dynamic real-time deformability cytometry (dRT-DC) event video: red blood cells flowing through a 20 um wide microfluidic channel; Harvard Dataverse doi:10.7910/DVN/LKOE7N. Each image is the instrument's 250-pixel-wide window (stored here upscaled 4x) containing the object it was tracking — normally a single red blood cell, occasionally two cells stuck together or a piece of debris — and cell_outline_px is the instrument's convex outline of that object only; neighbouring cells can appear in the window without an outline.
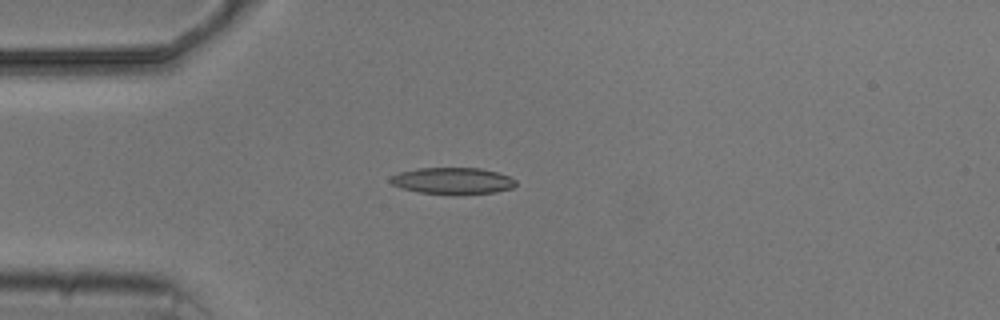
{"species": "common noctule bat (a hibernating species)", "species_latin": "Nyctalus noctula", "temperature_condition": "cold", "stored_images_in_passage": 3, "camera_frame_rate_fps": 3000, "um_per_image_px": 0.085, "animal": {"sex": "male", "body_mass_g": 20.5, "forearm_length_mm": 52.5}, "frame": {"image": 1, "passage_image": 3, "time_ms": 2.333, "image_size_px": [1000, 320], "cell_outline_px": [[516, 184], [512, 188], [496, 192], [460, 196], [452, 196], [420, 192], [400, 188], [392, 184], [388, 180], [392, 176], [400, 172], [420, 168], [480, 168], [496, 172], [508, 176], [516, 180]], "centroid_in_image_um": [38.48, 15.4], "position_along_channel_um": 46.5, "area_um2": 19.83}}